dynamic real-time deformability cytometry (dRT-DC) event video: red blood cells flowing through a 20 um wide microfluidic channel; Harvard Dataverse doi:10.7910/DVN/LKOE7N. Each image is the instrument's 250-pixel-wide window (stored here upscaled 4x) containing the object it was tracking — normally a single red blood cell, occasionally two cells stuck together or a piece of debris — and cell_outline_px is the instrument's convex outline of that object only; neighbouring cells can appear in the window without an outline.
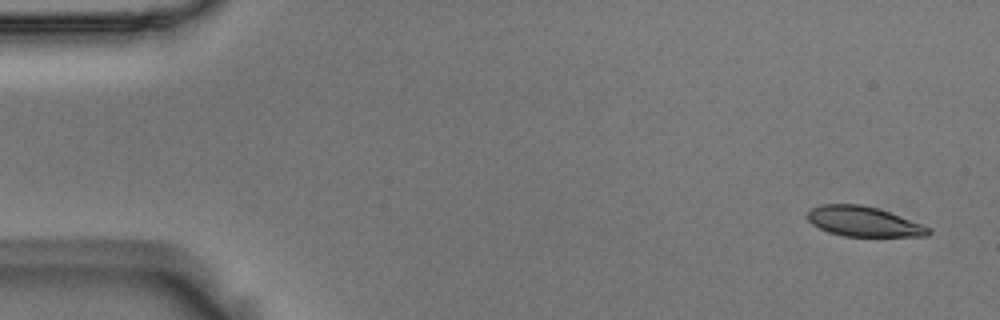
{"species": "Egyptian fruit bat (a non-hibernating species)", "species_latin": "Rousettus aegyptiacus", "temperature_condition": "room temperature", "stored_images_in_passage": 6, "camera_frame_rate_fps": 3000, "um_per_image_px": 0.085, "animal": {"sex": "male"}, "frame": {"image": 1, "passage_image": 1, "time_ms": 0.0, "image_size_px": [1000, 320], "cell_outline_px": [[932, 232], [928, 236], [844, 236], [828, 232], [812, 224], [808, 220], [808, 212], [812, 208], [820, 204], [860, 204], [876, 208], [924, 224], [932, 228]], "centroid_in_image_um": [73.44, 18.83], "position_along_channel_um": 11.6, "area_um2": 21.1}}
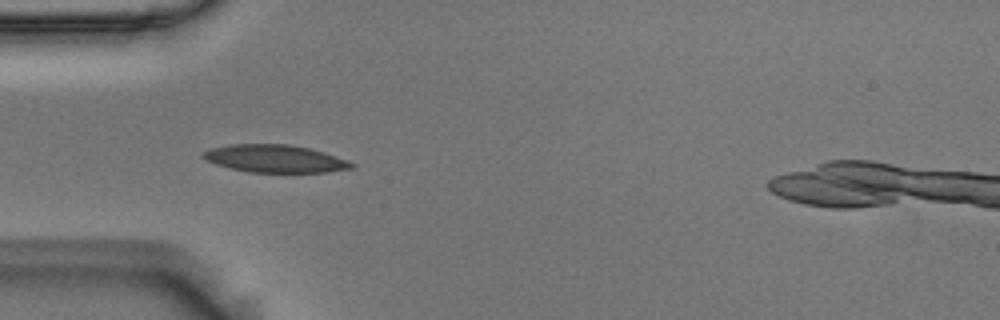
{"frame": {"image": 2, "passage_image": 5, "time_ms": 1.333, "image_size_px": [1000, 320], "cell_outline_px": [[356, 164], [352, 168], [324, 172], [248, 172], [216, 164], [200, 156], [204, 152], [212, 148], [232, 144], [288, 144], [308, 148], [324, 152], [348, 160]], "centroid_in_image_um": [23.4, 13.48], "position_along_channel_um": 61.6, "area_um2": 23.64}}
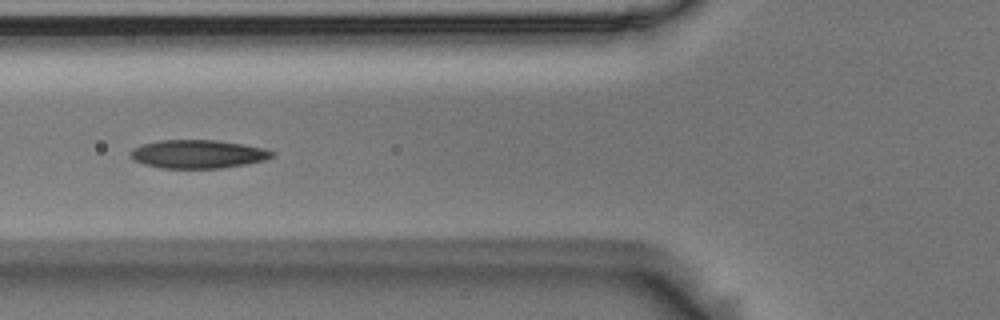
{"frame": {"image": 3, "passage_image": 6, "time_ms": 1.667, "image_size_px": [1000, 320], "cell_outline_px": [[276, 156], [264, 160], [244, 164], [220, 168], [160, 168], [144, 164], [132, 160], [128, 156], [128, 152], [132, 148], [144, 144], [160, 140], [216, 140], [264, 148], [276, 152]], "centroid_in_image_um": [16.78, 13.1], "position_along_channel_um": 109.0, "area_um2": 23.52}}